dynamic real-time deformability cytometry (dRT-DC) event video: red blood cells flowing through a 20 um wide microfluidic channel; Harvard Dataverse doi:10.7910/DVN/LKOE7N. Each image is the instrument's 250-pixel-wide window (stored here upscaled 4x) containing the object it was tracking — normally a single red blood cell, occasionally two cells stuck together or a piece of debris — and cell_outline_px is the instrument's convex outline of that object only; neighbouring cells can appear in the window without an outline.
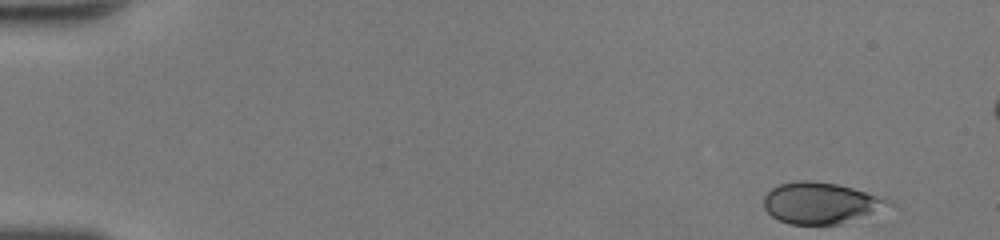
{"species": "human", "species_latin": "Homo sapiens", "temperature_condition": "room temperature", "stored_images_in_passage": 47, "segment_of_instrument_passage": [1, 2], "camera_frame_rate_fps": 3000, "um_per_image_px": 0.085, "donor": {"sex": "female"}, "frame": {"image": 1, "passage_image": 1, "time_ms": 0.0, "image_size_px": [1000, 240], "cell_outline_px": [[896, 204], [840, 224], [792, 224], [780, 220], [772, 216], [764, 208], [764, 196], [772, 188], [780, 184], [800, 180], [808, 180], [836, 184], [852, 188], [892, 200]], "centroid_in_image_um": [69.75, 17.25], "position_along_channel_um": 15.2, "area_um2": 29.59}}
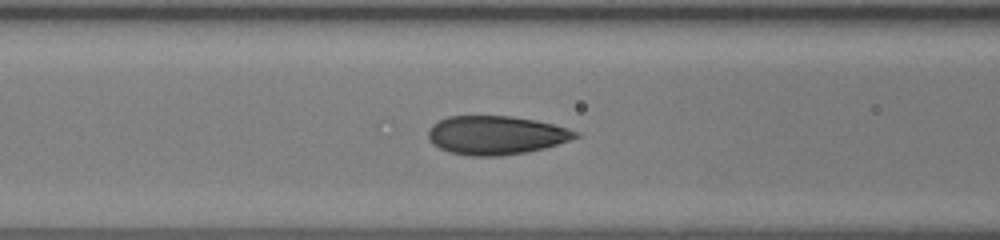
{"frame": {"image": 2, "passage_image": 19, "time_ms": 6.0, "image_size_px": [1000, 240], "cell_outline_px": [[580, 136], [544, 148], [528, 152], [500, 156], [468, 156], [448, 152], [432, 144], [428, 140], [428, 128], [432, 124], [448, 116], [512, 116], [536, 120], [568, 128], [580, 132]], "centroid_in_image_um": [42.13, 11.49], "position_along_channel_um": 124.5, "area_um2": 33.41}}
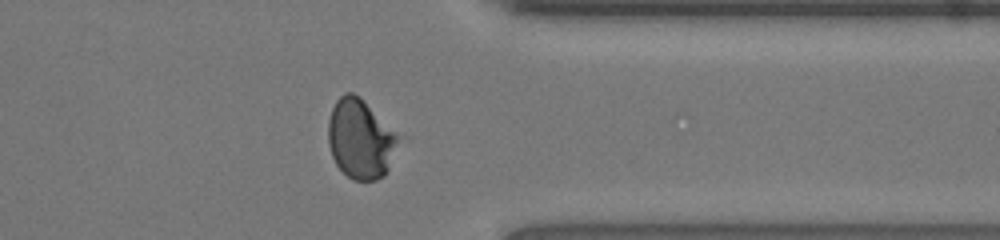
{"frame": {"image": 3, "passage_image": 37, "time_ms": 12.0, "image_size_px": [1000, 240], "cell_outline_px": [[400, 140], [388, 172], [384, 176], [376, 180], [352, 180], [336, 164], [332, 156], [328, 144], [328, 120], [332, 108], [336, 100], [344, 92], [352, 92], [360, 96], [400, 136]], "centroid_in_image_um": [30.64, 11.81], "position_along_channel_um": 380.8, "area_um2": 32.77}}